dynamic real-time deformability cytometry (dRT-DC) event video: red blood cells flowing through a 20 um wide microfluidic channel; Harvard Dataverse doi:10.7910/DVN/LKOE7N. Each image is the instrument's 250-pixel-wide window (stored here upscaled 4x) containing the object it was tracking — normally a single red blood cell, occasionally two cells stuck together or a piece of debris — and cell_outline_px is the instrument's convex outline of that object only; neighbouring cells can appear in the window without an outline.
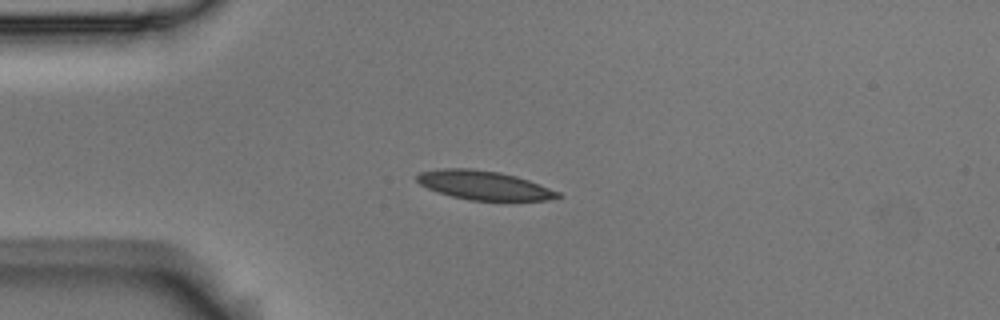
{"species": "Egyptian fruit bat (a non-hibernating species)", "species_latin": "Rousettus aegyptiacus", "temperature_condition": "room temperature", "stored_images_in_passage": 3, "camera_frame_rate_fps": 3000, "um_per_image_px": 0.085, "animal": {"sex": "male"}, "frame": {"image": 1, "passage_image": 3, "time_ms": 0.667, "image_size_px": [1000, 320], "cell_outline_px": [[564, 196], [548, 200], [472, 200], [452, 196], [436, 192], [420, 184], [416, 180], [416, 176], [420, 172], [440, 168], [472, 168], [500, 172], [516, 176], [528, 180], [560, 192]], "centroid_in_image_um": [41.13, 15.74], "position_along_channel_um": 43.9, "area_um2": 23.76}}